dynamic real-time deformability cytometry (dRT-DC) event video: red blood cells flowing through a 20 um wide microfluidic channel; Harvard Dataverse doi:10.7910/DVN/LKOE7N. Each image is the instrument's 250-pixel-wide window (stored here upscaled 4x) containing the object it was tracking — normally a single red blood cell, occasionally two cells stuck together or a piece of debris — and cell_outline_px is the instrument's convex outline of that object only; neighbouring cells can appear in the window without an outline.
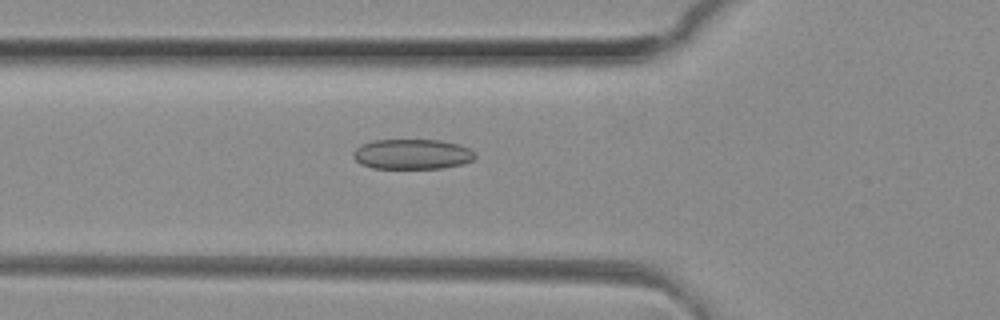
{"species": "common noctule bat (a hibernating species)", "species_latin": "Nyctalus noctula", "temperature_condition": "room temperature", "stored_images_in_passage": 35, "camera_frame_rate_fps": 3000, "um_per_image_px": 0.085, "animal": {"sex": "female", "body_mass_g": 29.2, "forearm_length_mm": 56.3}, "frame": {"image": 1, "passage_image": 3, "time_ms": 0.667, "image_size_px": [1000, 320], "cell_outline_px": [[476, 156], [472, 160], [464, 164], [440, 168], [372, 168], [360, 164], [352, 156], [352, 152], [360, 144], [372, 140], [440, 140], [460, 144], [476, 152]], "centroid_in_image_um": [35.03, 13.1], "position_along_channel_um": 90.8, "area_um2": 21.62}}
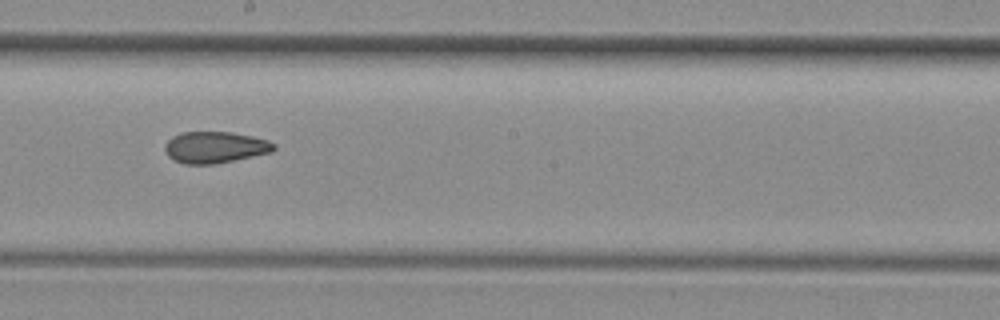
{"frame": {"image": 2, "passage_image": 13, "time_ms": 4.0, "image_size_px": [1000, 320], "cell_outline_px": [[276, 148], [272, 152], [216, 164], [184, 164], [172, 160], [168, 156], [164, 148], [168, 140], [172, 136], [180, 132], [232, 132], [252, 136], [268, 140], [276, 144]], "centroid_in_image_um": [18.28, 12.52], "position_along_channel_um": 229.9, "area_um2": 20.17}}
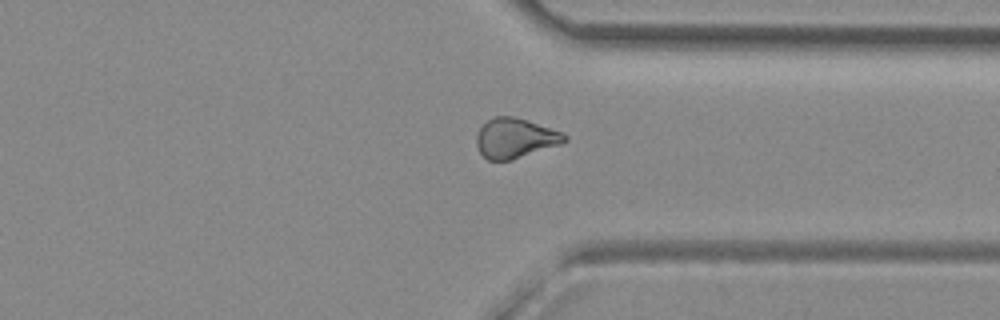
{"frame": {"image": 3, "passage_image": 23, "time_ms": 7.333, "image_size_px": [1000, 320], "cell_outline_px": [[568, 140], [560, 144], [512, 160], [488, 160], [480, 152], [476, 144], [476, 136], [480, 128], [492, 116], [512, 116], [528, 120], [560, 132], [568, 136]], "centroid_in_image_um": [43.77, 11.74], "position_along_channel_um": 367.6, "area_um2": 20.29}, "authors_computed_cell_mechanics": {"area_um2": 20.2878, "velocity_mm_per_s": 4.1554, "shape_relaxation_time_tau1_ms": null, "shape_relaxation_time_tau2_ms": 2.835, "deformation_change_tau1": null, "deformation_change_tau2": 0.0988}}